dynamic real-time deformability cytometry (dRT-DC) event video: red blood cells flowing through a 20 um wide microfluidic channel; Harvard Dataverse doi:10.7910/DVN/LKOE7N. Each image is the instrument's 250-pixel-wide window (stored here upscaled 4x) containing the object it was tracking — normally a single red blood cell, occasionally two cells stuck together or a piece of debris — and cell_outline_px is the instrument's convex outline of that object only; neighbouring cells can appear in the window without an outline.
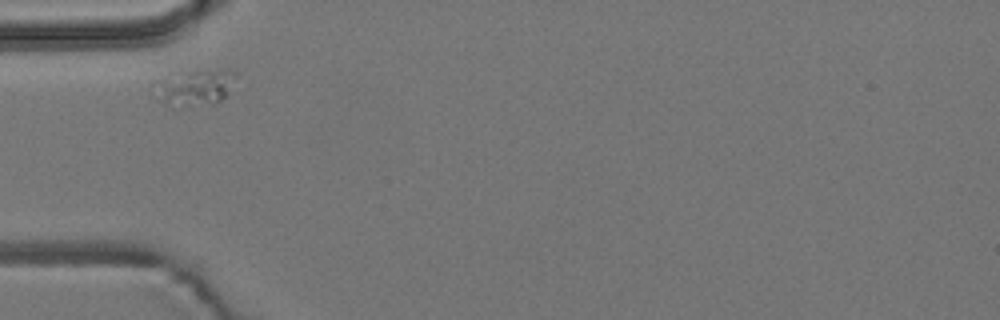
{"species": "common noctule bat (a hibernating species)", "species_latin": "Nyctalus noctula", "temperature_condition": "room temperature", "stored_images_in_passage": 2, "camera_frame_rate_fps": 3000, "um_per_image_px": 0.085, "animal": {"sex": "male", "body_mass_g": 19.2, "forearm_length_mm": 51.8}, "frame": {"image": 1, "passage_image": 1, "time_ms": 0.0, "image_size_px": [1000, 320], "cell_outline_px": [[236, 76], [224, 96], [220, 100], [160, 100], [172, 88], [192, 72], [236, 72]], "centroid_in_image_um": [17.16, 7.37], "position_along_channel_um": 67.8, "area_um2": 11.04}}